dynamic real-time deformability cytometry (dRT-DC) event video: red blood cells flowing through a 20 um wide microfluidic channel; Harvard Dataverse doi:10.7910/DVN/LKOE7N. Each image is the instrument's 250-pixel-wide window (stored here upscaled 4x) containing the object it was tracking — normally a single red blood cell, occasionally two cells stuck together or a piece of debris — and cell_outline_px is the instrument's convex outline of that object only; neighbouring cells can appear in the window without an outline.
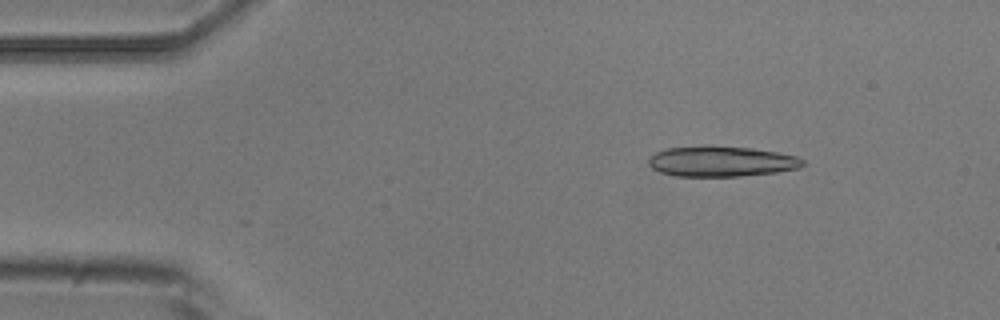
{"species": "common noctule bat (a hibernating species)", "species_latin": "Nyctalus noctula", "temperature_condition": "room temperature", "stored_images_in_passage": 4, "camera_frame_rate_fps": 3000, "um_per_image_px": 0.085, "animal": {"sex": "male", "body_mass_g": 20.5, "forearm_length_mm": 52.5}, "frame": {"image": 1, "passage_image": 2, "time_ms": 1.333, "image_size_px": [1000, 320], "cell_outline_px": [[804, 164], [800, 168], [776, 172], [740, 176], [676, 176], [660, 172], [652, 168], [648, 164], [648, 156], [656, 152], [668, 148], [704, 144], [712, 144], [752, 148], [776, 152], [796, 156], [804, 160]], "centroid_in_image_um": [61.27, 13.69], "position_along_channel_um": 23.7, "area_um2": 27.86}}